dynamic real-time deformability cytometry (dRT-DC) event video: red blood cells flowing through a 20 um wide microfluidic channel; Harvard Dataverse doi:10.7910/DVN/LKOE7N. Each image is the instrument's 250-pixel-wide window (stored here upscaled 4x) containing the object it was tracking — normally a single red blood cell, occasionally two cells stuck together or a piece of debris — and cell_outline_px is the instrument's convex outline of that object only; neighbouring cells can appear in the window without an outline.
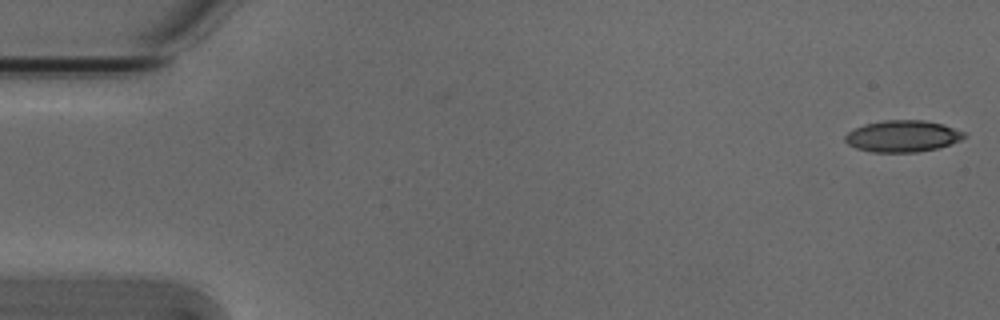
{"species": "Egyptian fruit bat (a non-hibernating species)", "species_latin": "Rousettus aegyptiacus", "temperature_condition": "cold", "stored_images_in_passage": 5, "camera_frame_rate_fps": 3000, "um_per_image_px": 0.085, "animal": {"sex": "male"}, "frame": {"image": 1, "passage_image": 1, "time_ms": 0.0, "image_size_px": [1000, 320], "cell_outline_px": [[968, 136], [960, 140], [936, 148], [916, 152], [872, 152], [856, 148], [848, 144], [844, 140], [844, 136], [848, 132], [864, 124], [884, 120], [924, 120], [944, 124], [964, 132]], "centroid_in_image_um": [76.71, 11.57], "position_along_channel_um": 8.3, "area_um2": 21.85}}
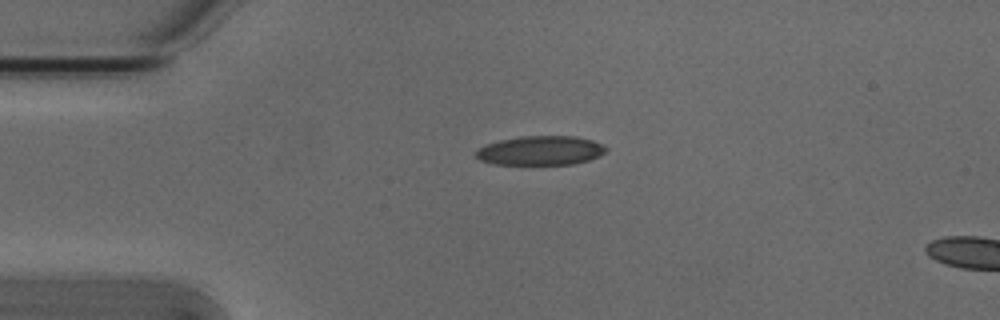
{"frame": {"image": 2, "passage_image": 4, "time_ms": 1.0, "image_size_px": [1000, 320], "cell_outline_px": [[608, 148], [600, 156], [588, 160], [572, 164], [496, 164], [480, 160], [472, 152], [488, 144], [500, 140], [520, 136], [576, 136], [592, 140]], "centroid_in_image_um": [45.94, 12.79], "position_along_channel_um": 39.1, "area_um2": 22.02}}